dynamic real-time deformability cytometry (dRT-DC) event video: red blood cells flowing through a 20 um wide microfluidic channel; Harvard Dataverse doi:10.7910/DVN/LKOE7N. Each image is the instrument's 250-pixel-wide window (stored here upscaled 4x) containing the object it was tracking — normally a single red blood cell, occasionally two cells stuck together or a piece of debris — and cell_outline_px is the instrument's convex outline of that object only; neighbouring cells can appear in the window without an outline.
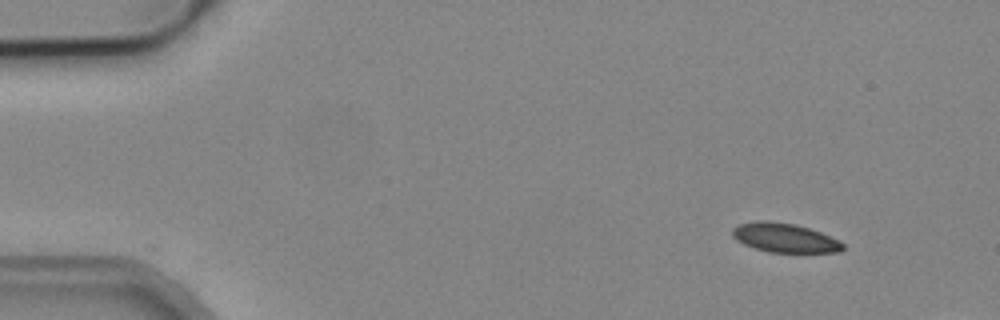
{"species": "common noctule bat (a hibernating species)", "species_latin": "Nyctalus noctula", "temperature_condition": "cold", "stored_images_in_passage": 4, "camera_frame_rate_fps": 3000, "um_per_image_px": 0.085, "animal": {"sex": "male", "body_mass_g": 19.2, "forearm_length_mm": 51.8}, "frame": {"image": 1, "passage_image": 1, "time_ms": 0.0, "image_size_px": [1000, 320], "cell_outline_px": [[844, 248], [840, 252], [768, 252], [744, 244], [736, 240], [732, 236], [732, 228], [740, 224], [756, 220], [768, 220], [796, 224], [820, 232], [844, 244]], "centroid_in_image_um": [66.65, 20.2], "position_along_channel_um": 18.3, "area_um2": 18.67}}